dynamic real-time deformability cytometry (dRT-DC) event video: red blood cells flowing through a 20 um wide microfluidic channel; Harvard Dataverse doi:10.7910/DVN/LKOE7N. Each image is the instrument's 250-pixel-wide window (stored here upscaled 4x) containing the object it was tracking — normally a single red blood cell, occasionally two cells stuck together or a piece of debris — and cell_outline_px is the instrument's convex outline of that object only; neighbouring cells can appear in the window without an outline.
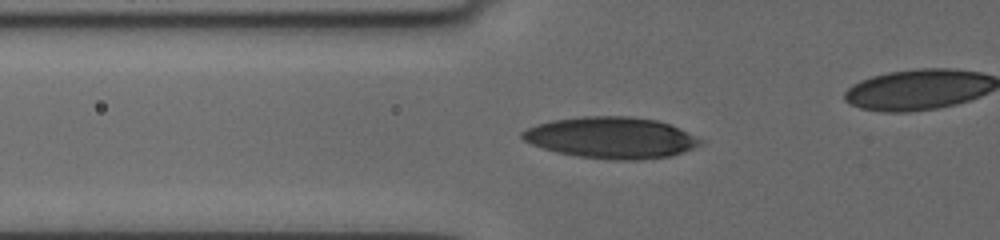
{"species": "human", "species_latin": "Homo sapiens", "temperature_condition": "cold", "stored_images_in_passage": 11, "segment_of_instrument_passage": [1, 2], "camera_frame_rate_fps": 3000, "um_per_image_px": 0.085, "donor": {"sex": "female"}, "frame": {"image": 1, "passage_image": 8, "time_ms": 7.0, "image_size_px": [1000, 240], "cell_outline_px": [[704, 140], [700, 144], [692, 148], [668, 156], [636, 160], [616, 160], [580, 156], [556, 152], [532, 144], [524, 140], [520, 136], [520, 132], [528, 128], [552, 120], [584, 116], [628, 116], [656, 120], [668, 124]], "centroid_in_image_um": [51.92, 11.7], "position_along_channel_um": 73.9, "area_um2": 42.25}}
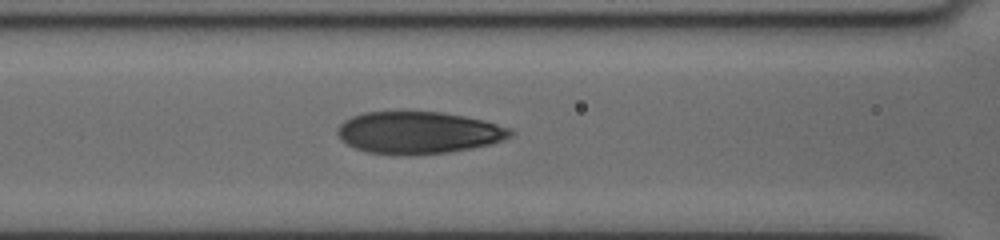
{"frame": {"image": 2, "passage_image": 10, "time_ms": 8.667, "image_size_px": [1000, 240], "cell_outline_px": [[512, 136], [488, 144], [472, 148], [448, 152], [416, 156], [392, 156], [368, 152], [356, 148], [348, 144], [336, 132], [340, 124], [344, 120], [352, 116], [364, 112], [444, 112], [484, 120], [512, 128]], "centroid_in_image_um": [35.56, 11.29], "position_along_channel_um": 131.0, "area_um2": 42.66}}